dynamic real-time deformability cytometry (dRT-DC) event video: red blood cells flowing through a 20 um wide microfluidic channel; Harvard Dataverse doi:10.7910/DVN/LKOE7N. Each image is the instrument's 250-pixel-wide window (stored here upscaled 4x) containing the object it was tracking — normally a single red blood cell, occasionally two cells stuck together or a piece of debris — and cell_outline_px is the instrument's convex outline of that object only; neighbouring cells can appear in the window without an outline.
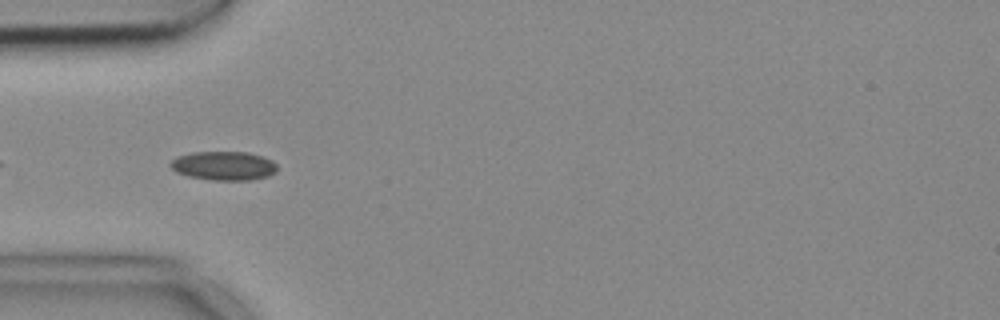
{"species": "common noctule bat (a hibernating species)", "species_latin": "Nyctalus noctula", "temperature_condition": "cold", "stored_images_in_passage": 12, "camera_frame_rate_fps": 3000, "um_per_image_px": 0.085, "animal": {"sex": "female", "body_mass_g": 18.4}, "frame": {"image": 1, "passage_image": 3, "time_ms": 0.667, "image_size_px": [1000, 320], "cell_outline_px": [[276, 172], [268, 176], [252, 180], [212, 180], [188, 176], [176, 172], [168, 164], [176, 156], [192, 152], [248, 152], [264, 156], [272, 160], [276, 164]], "centroid_in_image_um": [19.02, 14.08], "position_along_channel_um": 66.0, "area_um2": 18.15}}
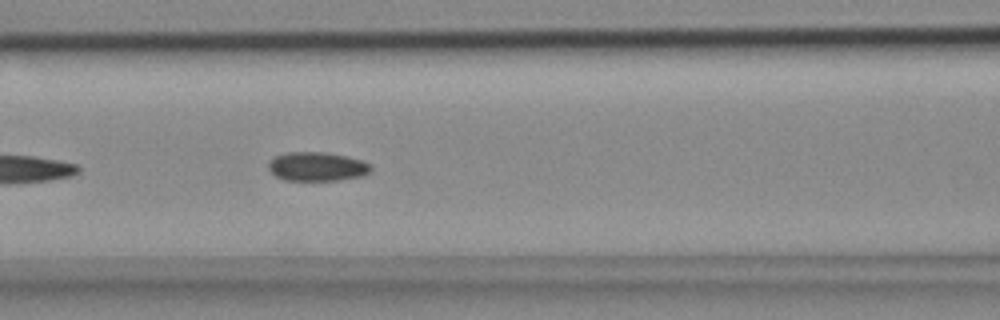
{"frame": {"image": 2, "passage_image": 9, "time_ms": 2.667, "image_size_px": [1000, 320], "cell_outline_px": [[372, 172], [360, 176], [336, 180], [284, 180], [276, 176], [268, 168], [268, 164], [276, 156], [284, 152], [324, 152], [344, 156], [360, 160], [368, 164], [372, 168]], "centroid_in_image_um": [26.93, 14.16], "position_along_channel_um": 139.7, "area_um2": 17.05}}